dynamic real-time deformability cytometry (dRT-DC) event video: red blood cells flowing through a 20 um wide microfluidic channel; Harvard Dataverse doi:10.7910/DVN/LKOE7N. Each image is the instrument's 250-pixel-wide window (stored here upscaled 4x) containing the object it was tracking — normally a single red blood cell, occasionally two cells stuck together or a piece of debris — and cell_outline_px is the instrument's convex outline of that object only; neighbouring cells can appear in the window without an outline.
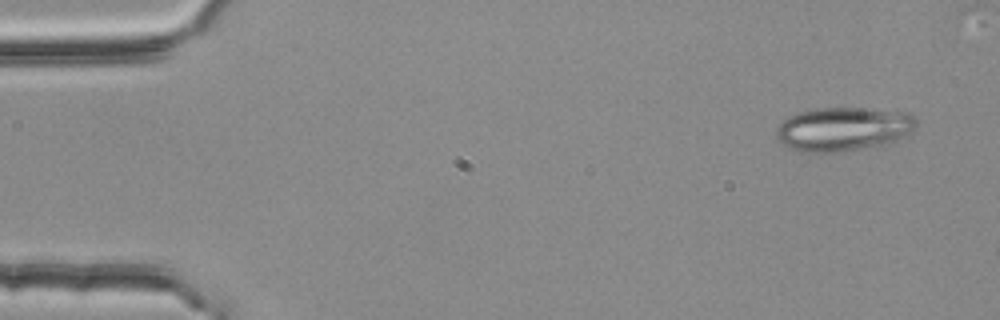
{"species": "common noctule bat (a hibernating species)", "species_latin": "Nyctalus noctula", "temperature_condition": "room temperature", "stored_images_in_passage": 17, "camera_frame_rate_fps": 3000, "um_per_image_px": 0.085, "animal": {"sex": "female", "body_mass_g": 25.1}, "frame": {"image": 1, "passage_image": 3, "time_ms": 0.667, "image_size_px": [1000, 320], "cell_outline_px": [[916, 128], [884, 144], [836, 152], [800, 152], [788, 148], [776, 136], [776, 128], [788, 116], [800, 112], [816, 108], [860, 108], [908, 112], [916, 120]], "centroid_in_image_um": [71.62, 10.96], "position_along_channel_um": 13.4, "area_um2": 35.26}}